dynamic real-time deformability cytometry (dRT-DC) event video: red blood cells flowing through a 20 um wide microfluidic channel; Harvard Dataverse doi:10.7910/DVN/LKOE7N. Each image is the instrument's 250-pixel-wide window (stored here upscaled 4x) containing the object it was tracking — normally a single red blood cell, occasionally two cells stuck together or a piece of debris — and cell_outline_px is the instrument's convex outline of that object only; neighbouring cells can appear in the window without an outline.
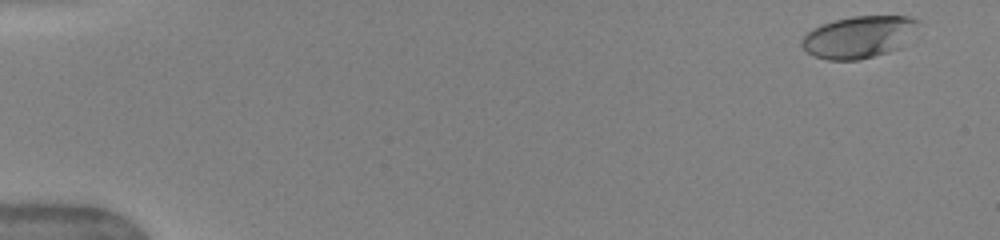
{"species": "human", "species_latin": "Homo sapiens", "temperature_condition": "warm", "stored_images_in_passage": 54, "camera_frame_rate_fps": 3000, "um_per_image_px": 0.085, "donor": {"sex": "female"}, "frame": {"image": 1, "passage_image": 4, "time_ms": 0.667, "image_size_px": [1000, 240], "cell_outline_px": [[920, 24], [900, 48], [888, 52], [860, 60], [828, 60], [816, 56], [808, 52], [800, 44], [800, 40], [812, 28], [820, 24], [852, 16], [908, 16], [920, 20]], "centroid_in_image_um": [73.0, 3.14], "position_along_channel_um": 12.0, "area_um2": 28.55}}
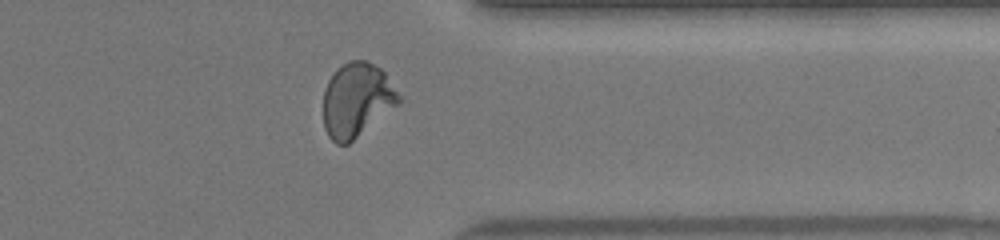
{"frame": {"image": 2, "passage_image": 47, "time_ms": 13.667, "image_size_px": [1000, 240], "cell_outline_px": [[404, 100], [400, 104], [348, 144], [336, 144], [328, 136], [324, 128], [324, 88], [328, 80], [336, 68], [348, 60], [364, 60], [380, 68], [384, 72]], "centroid_in_image_um": [30.34, 8.5], "position_along_channel_um": 381.1, "area_um2": 32.89}}
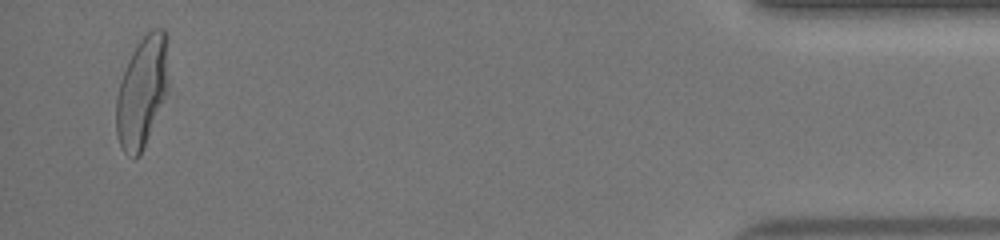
{"frame": {"image": 3, "passage_image": 52, "time_ms": 16.333, "image_size_px": [1000, 240], "cell_outline_px": [[168, 88], [140, 156], [132, 160], [124, 152], [120, 144], [116, 132], [116, 100], [120, 80], [128, 60], [132, 52], [140, 40], [152, 28], [164, 28], [168, 36]], "centroid_in_image_um": [12.08, 7.77], "position_along_channel_um": 423.1, "area_um2": 33.87}, "authors_computed_cell_mechanics": {"area_um2": 31.7611, "velocity_mm_per_s": 4.0144, "shape_relaxation_time_tau1_ms": 5.6837, "shape_relaxation_time_tau2_ms": null, "deformation_change_tau1": 0.237, "deformation_change_tau2": null}}